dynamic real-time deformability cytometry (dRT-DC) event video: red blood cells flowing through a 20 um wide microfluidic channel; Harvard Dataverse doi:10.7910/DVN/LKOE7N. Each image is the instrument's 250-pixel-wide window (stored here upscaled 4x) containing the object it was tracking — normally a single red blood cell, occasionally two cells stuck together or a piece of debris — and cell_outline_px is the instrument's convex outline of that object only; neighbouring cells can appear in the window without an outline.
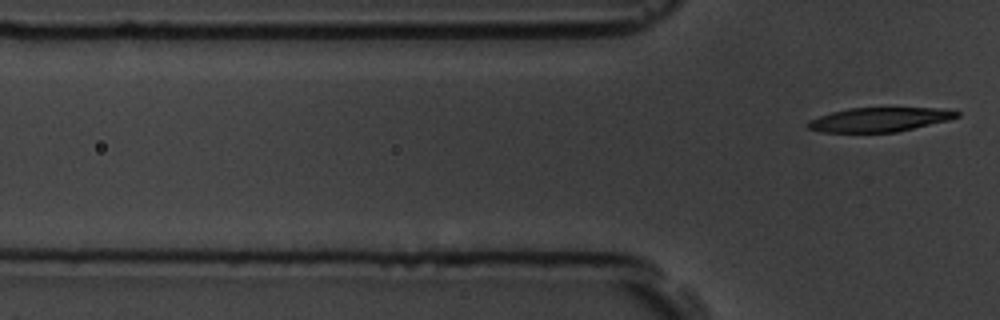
{"species": "common noctule bat (a hibernating species)", "species_latin": "Nyctalus noctula", "temperature_condition": "room temperature", "stored_images_in_passage": 5, "camera_frame_rate_fps": 3000, "um_per_image_px": 0.085, "animal": {"sex": "male", "body_mass_g": 19.5, "forearm_length_mm": 54.6}, "frame": {"image": 1, "passage_image": 5, "time_ms": 5.333, "image_size_px": [1000, 320], "cell_outline_px": [[960, 116], [948, 120], [896, 132], [820, 132], [808, 128], [808, 120], [832, 112], [852, 108], [944, 108], [960, 112]], "centroid_in_image_um": [74.77, 10.16], "position_along_channel_um": 51.0, "area_um2": 20.81}}